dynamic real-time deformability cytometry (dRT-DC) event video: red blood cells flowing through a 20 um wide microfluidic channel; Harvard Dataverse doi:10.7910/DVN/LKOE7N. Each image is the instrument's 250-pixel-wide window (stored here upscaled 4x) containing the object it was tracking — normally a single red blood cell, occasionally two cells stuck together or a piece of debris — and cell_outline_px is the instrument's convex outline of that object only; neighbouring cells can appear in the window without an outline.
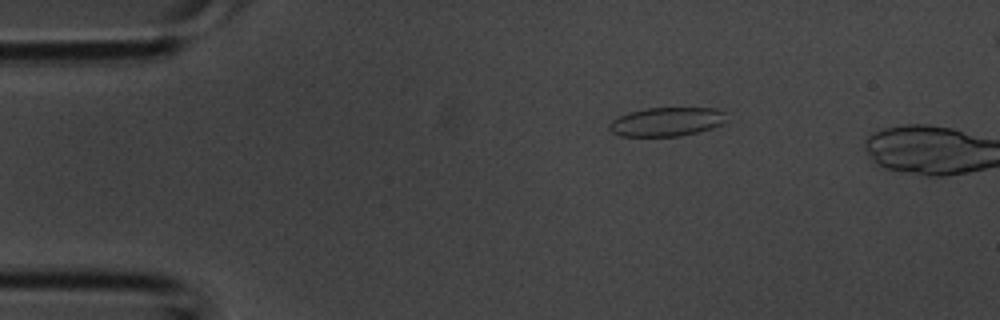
{"species": "common noctule bat (a hibernating species)", "species_latin": "Nyctalus noctula", "temperature_condition": "room temperature", "stored_images_in_passage": 3, "camera_frame_rate_fps": 3000, "um_per_image_px": 0.085, "animal": {"sex": "male", "body_mass_g": 20.1, "forearm_length_mm": 53.5}, "frame": {"image": 1, "passage_image": 2, "time_ms": 0.333, "image_size_px": [1000, 320], "cell_outline_px": [[724, 120], [720, 124], [712, 128], [680, 136], [620, 136], [612, 132], [608, 128], [608, 124], [612, 120], [620, 116], [632, 112], [648, 108], [716, 108], [724, 112]], "centroid_in_image_um": [56.63, 10.35], "position_along_channel_um": 28.4, "area_um2": 19.42}}